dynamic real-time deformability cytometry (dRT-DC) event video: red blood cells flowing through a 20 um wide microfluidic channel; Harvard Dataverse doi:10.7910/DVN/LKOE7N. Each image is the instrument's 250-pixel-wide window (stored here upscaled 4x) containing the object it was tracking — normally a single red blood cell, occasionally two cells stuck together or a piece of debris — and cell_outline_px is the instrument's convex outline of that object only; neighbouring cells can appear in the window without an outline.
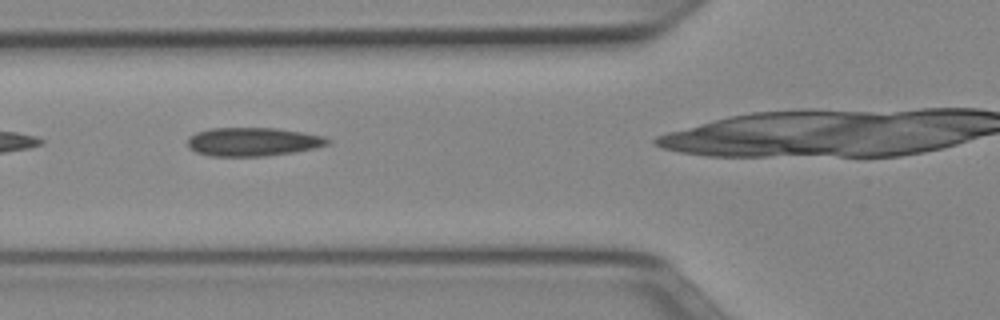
{"species": "Egyptian fruit bat (a non-hibernating species)", "species_latin": "Rousettus aegyptiacus", "temperature_condition": "cold", "stored_images_in_passage": 14, "camera_frame_rate_fps": 3000, "um_per_image_px": 0.085, "animal": {"sex": "female"}, "frame": {"image": 1, "passage_image": 3, "time_ms": 0.667, "image_size_px": [1000, 320], "cell_outline_px": [[332, 140], [328, 144], [316, 148], [292, 152], [264, 156], [208, 156], [196, 152], [188, 148], [188, 136], [196, 132], [212, 128], [276, 128], [304, 132], [324, 136]], "centroid_in_image_um": [21.49, 12.05], "position_along_channel_um": 104.3, "area_um2": 23.47}}